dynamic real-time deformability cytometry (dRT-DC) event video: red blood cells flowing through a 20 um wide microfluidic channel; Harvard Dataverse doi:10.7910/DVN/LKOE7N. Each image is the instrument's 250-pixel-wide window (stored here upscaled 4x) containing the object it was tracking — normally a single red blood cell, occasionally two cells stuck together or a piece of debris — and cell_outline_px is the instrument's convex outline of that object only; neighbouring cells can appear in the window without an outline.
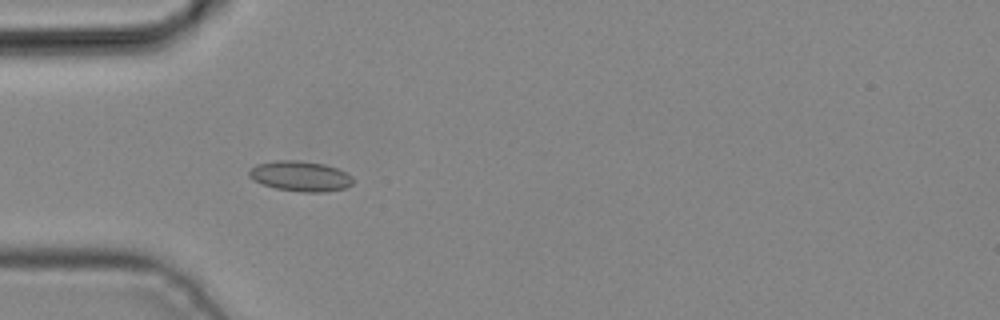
{"species": "common noctule bat (a hibernating species)", "species_latin": "Nyctalus noctula", "temperature_condition": "cold", "stored_images_in_passage": 3, "camera_frame_rate_fps": 3000, "um_per_image_px": 0.085, "animal": {"sex": "male", "body_mass_g": 19.2, "forearm_length_mm": 51.8}, "frame": {"image": 1, "passage_image": 3, "time_ms": 0.667, "image_size_px": [1000, 320], "cell_outline_px": [[352, 184], [344, 188], [328, 192], [300, 192], [276, 188], [252, 180], [248, 176], [248, 172], [256, 164], [276, 160], [300, 160], [324, 164], [336, 168], [352, 176]], "centroid_in_image_um": [25.51, 14.97], "position_along_channel_um": 59.5, "area_um2": 18.32}}